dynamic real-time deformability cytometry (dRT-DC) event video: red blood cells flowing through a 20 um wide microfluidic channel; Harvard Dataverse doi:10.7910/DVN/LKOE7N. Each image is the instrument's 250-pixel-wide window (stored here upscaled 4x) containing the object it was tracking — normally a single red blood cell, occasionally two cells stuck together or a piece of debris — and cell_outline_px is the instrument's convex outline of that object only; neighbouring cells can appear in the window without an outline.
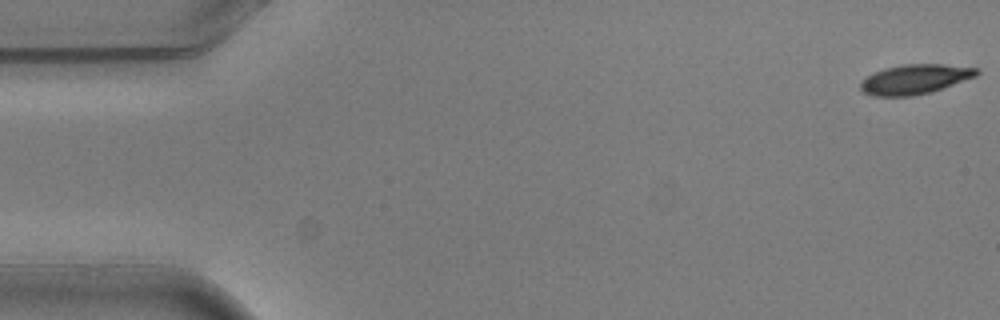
{"species": "common noctule bat (a hibernating species)", "species_latin": "Nyctalus noctula", "temperature_condition": "warm", "stored_images_in_passage": 5, "camera_frame_rate_fps": 3000, "um_per_image_px": 0.085, "animal": {"sex": "male", "body_mass_g": 20.5, "forearm_length_mm": 52.5}, "frame": {"image": 1, "passage_image": 1, "time_ms": 0.0, "image_size_px": [1000, 320], "cell_outline_px": [[980, 72], [976, 76], [932, 92], [912, 96], [872, 96], [864, 92], [860, 88], [860, 84], [872, 72], [884, 68], [900, 64], [940, 64], [980, 68]], "centroid_in_image_um": [77.77, 6.73], "position_along_channel_um": 7.2, "area_um2": 20.17}}
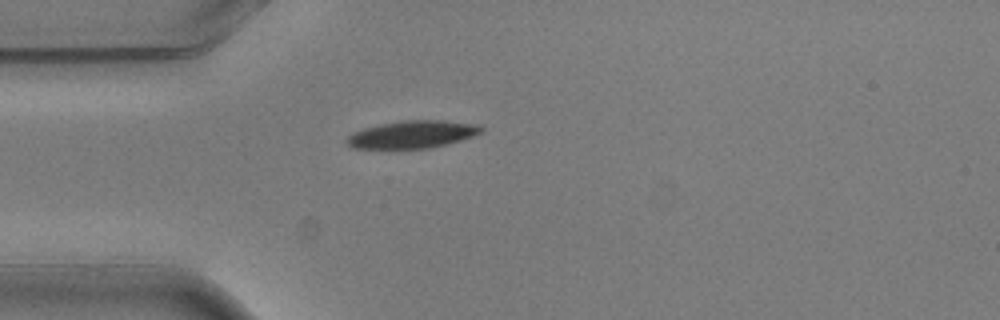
{"frame": {"image": 2, "passage_image": 5, "time_ms": 1.333, "image_size_px": [1000, 320], "cell_outline_px": [[484, 132], [448, 144], [428, 148], [352, 148], [344, 140], [352, 132], [364, 128], [380, 124], [400, 120], [444, 120], [480, 124], [484, 128]], "centroid_in_image_um": [35.08, 11.41], "position_along_channel_um": 49.9, "area_um2": 21.73}}